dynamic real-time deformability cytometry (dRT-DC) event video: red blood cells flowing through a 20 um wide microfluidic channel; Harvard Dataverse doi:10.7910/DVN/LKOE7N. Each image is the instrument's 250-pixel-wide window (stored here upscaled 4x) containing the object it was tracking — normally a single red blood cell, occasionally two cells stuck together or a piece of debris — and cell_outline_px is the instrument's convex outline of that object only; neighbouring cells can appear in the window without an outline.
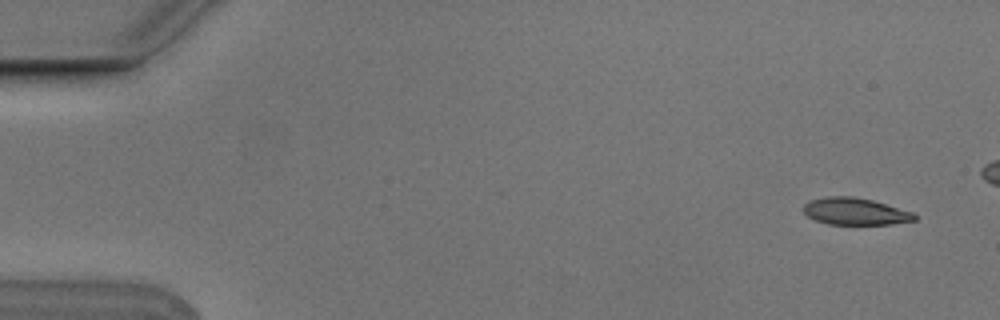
{"species": "Egyptian fruit bat (a non-hibernating species)", "species_latin": "Rousettus aegyptiacus", "temperature_condition": "cold", "stored_images_in_passage": 3, "camera_frame_rate_fps": 3000, "um_per_image_px": 0.085, "animal": {"sex": "male"}, "frame": {"image": 1, "passage_image": 3, "time_ms": 0.667, "image_size_px": [1000, 320], "cell_outline_px": [[916, 220], [892, 224], [828, 224], [816, 220], [808, 216], [804, 212], [804, 204], [812, 200], [828, 196], [852, 196], [872, 200], [912, 212], [916, 216]], "centroid_in_image_um": [72.69, 17.97], "position_along_channel_um": 12.3, "area_um2": 17.22}}